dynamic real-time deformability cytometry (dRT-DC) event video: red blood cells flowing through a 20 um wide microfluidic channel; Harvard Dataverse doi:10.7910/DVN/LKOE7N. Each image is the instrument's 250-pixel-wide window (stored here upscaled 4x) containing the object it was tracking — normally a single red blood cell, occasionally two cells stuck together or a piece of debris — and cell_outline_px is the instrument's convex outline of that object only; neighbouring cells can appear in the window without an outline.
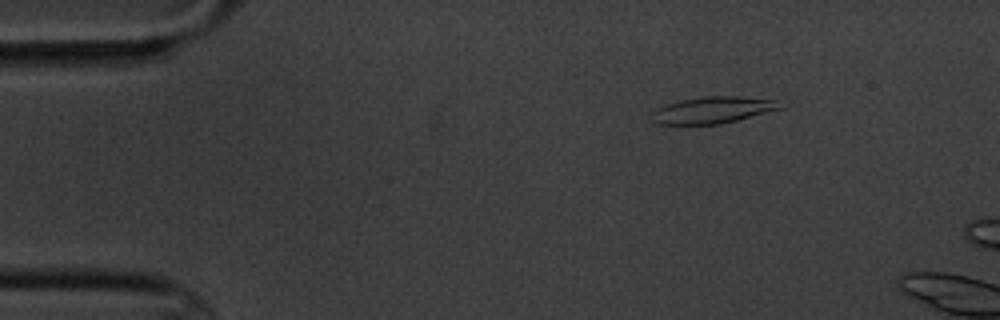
{"species": "common noctule bat (a hibernating species)", "species_latin": "Nyctalus noctula", "temperature_condition": "cold", "stored_images_in_passage": 4, "camera_frame_rate_fps": 3000, "um_per_image_px": 0.085, "animal": {"sex": "male", "body_mass_g": 20.1, "forearm_length_mm": 53.5}, "frame": {"image": 1, "passage_image": 3, "time_ms": 2.333, "image_size_px": [1000, 320], "cell_outline_px": [[784, 108], [720, 124], [656, 124], [652, 120], [652, 112], [656, 108], [668, 104], [684, 100], [704, 96], [740, 96], [776, 100]], "centroid_in_image_um": [60.59, 9.35], "position_along_channel_um": 24.4, "area_um2": 19.71}}